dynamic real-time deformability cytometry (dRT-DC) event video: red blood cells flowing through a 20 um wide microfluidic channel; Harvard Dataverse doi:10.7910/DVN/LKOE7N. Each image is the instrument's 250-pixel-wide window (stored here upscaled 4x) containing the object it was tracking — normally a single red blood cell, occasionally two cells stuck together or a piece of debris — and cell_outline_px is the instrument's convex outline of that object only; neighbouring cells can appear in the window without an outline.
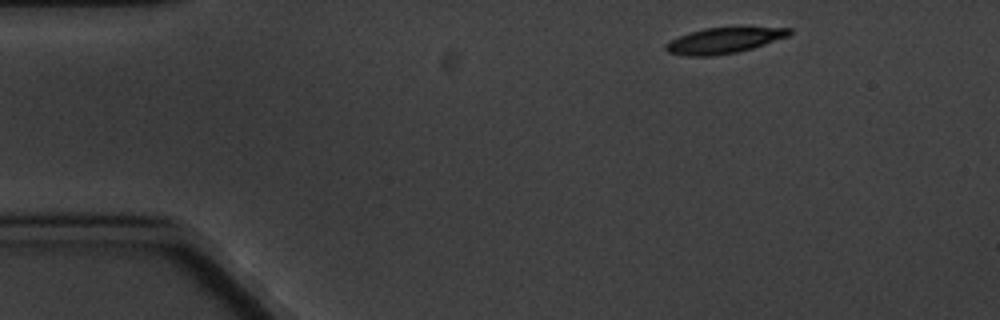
{"species": "common noctule bat (a hibernating species)", "species_latin": "Nyctalus noctula", "temperature_condition": "cold", "stored_images_in_passage": 4, "camera_frame_rate_fps": 3000, "um_per_image_px": 0.085, "animal": {"sex": "male", "body_mass_g": 20.1, "forearm_length_mm": 53.5}, "frame": {"image": 1, "passage_image": 1, "time_ms": 0.0, "image_size_px": [1000, 320], "cell_outline_px": [[792, 32], [788, 36], [752, 48], [736, 52], [712, 56], [688, 56], [668, 52], [664, 48], [664, 44], [688, 32], [704, 28], [740, 24], [792, 28]], "centroid_in_image_um": [61.6, 3.37], "position_along_channel_um": 23.4, "area_um2": 19.42}}